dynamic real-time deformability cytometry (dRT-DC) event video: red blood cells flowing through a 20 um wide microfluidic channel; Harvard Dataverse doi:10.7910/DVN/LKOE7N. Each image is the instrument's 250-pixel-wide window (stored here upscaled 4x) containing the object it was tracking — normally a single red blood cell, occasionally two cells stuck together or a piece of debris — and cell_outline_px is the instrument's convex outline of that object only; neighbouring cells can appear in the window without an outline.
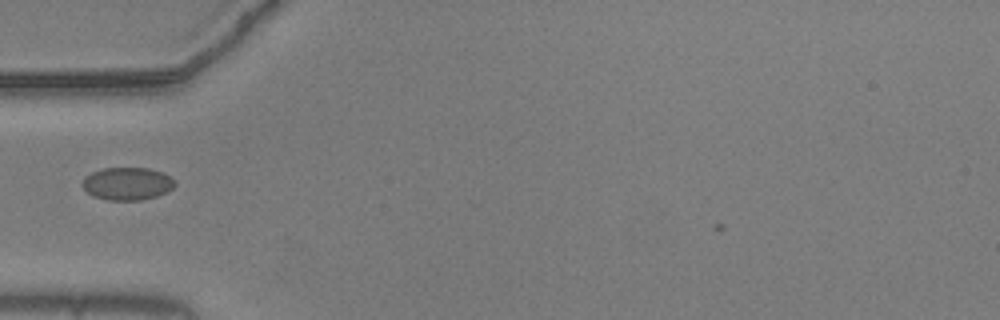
{"species": "common noctule bat (a hibernating species)", "species_latin": "Nyctalus noctula", "temperature_condition": "warm", "stored_images_in_passage": 4, "camera_frame_rate_fps": 3000, "um_per_image_px": 0.085, "animal": {"sex": "male", "body_mass_g": 20.5, "forearm_length_mm": 52.5}, "frame": {"image": 1, "passage_image": 1, "time_ms": 0.0, "image_size_px": [1000, 320], "cell_outline_px": [[176, 184], [168, 192], [156, 196], [140, 200], [108, 200], [92, 196], [80, 184], [84, 176], [92, 172], [104, 168], [148, 168], [164, 172], [176, 180]], "centroid_in_image_um": [10.83, 15.6], "position_along_channel_um": 74.2, "area_um2": 17.86}}
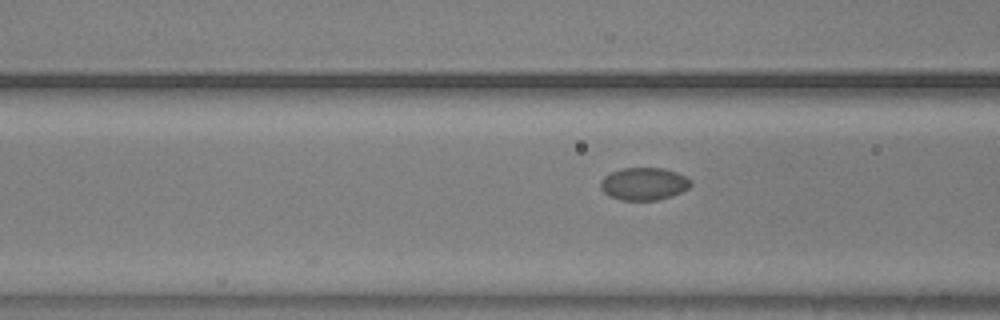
{"frame": {"image": 2, "passage_image": 4, "time_ms": 1.0, "image_size_px": [1000, 320], "cell_outline_px": [[692, 184], [688, 188], [672, 196], [656, 200], [620, 200], [608, 196], [600, 188], [600, 180], [604, 176], [612, 172], [624, 168], [664, 168], [676, 172], [692, 180]], "centroid_in_image_um": [54.72, 15.63], "position_along_channel_um": 111.9, "area_um2": 17.17}}